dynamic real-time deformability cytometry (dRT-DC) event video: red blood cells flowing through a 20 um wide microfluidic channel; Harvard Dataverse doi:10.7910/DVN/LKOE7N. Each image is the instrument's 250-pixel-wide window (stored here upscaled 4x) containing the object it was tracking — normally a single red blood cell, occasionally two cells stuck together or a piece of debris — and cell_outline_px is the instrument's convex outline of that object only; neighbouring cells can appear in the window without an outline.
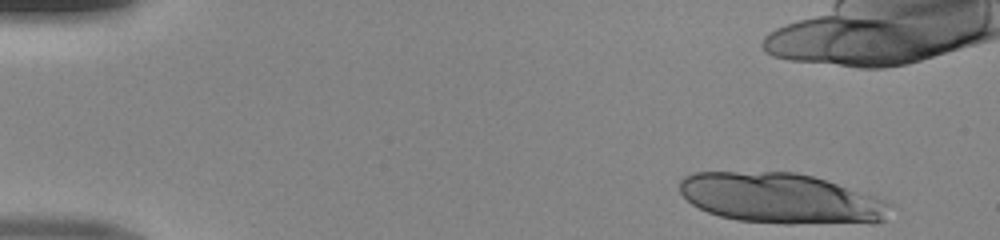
{"species": "human", "species_latin": "Homo sapiens", "temperature_condition": "room temperature", "stored_images_in_passage": 27, "camera_frame_rate_fps": 3000, "um_per_image_px": 0.085, "donor": {"sex": "male"}, "frame": {"image": 1, "passage_image": 1, "time_ms": 0.0, "image_size_px": [1000, 240], "cell_outline_px": [[892, 208], [884, 220], [872, 224], [784, 224], [736, 220], [720, 216], [708, 212], [692, 204], [680, 192], [680, 180], [684, 176], [692, 172], [796, 172], [812, 176], [880, 196], [888, 200], [892, 204]], "centroid_in_image_um": [66.48, 16.88], "position_along_channel_um": 18.5, "area_um2": 62.77}}
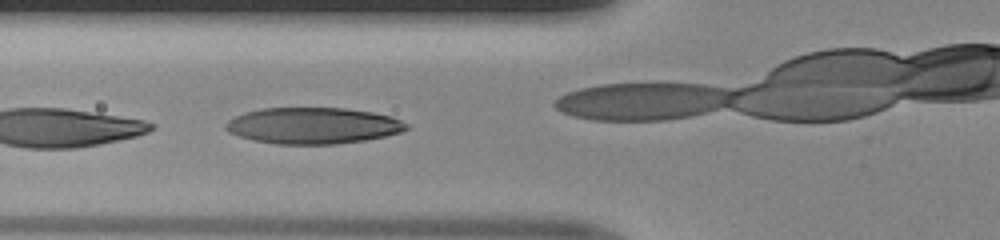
{"frame": {"image": 2, "passage_image": 16, "time_ms": 5.0, "image_size_px": [1000, 240], "cell_outline_px": [[412, 128], [400, 132], [384, 136], [364, 140], [336, 144], [276, 144], [252, 140], [228, 132], [224, 128], [224, 124], [228, 120], [244, 112], [264, 108], [344, 108], [372, 112], [392, 116], [408, 124]], "centroid_in_image_um": [26.6, 10.68], "position_along_channel_um": 99.2, "area_um2": 38.32}}